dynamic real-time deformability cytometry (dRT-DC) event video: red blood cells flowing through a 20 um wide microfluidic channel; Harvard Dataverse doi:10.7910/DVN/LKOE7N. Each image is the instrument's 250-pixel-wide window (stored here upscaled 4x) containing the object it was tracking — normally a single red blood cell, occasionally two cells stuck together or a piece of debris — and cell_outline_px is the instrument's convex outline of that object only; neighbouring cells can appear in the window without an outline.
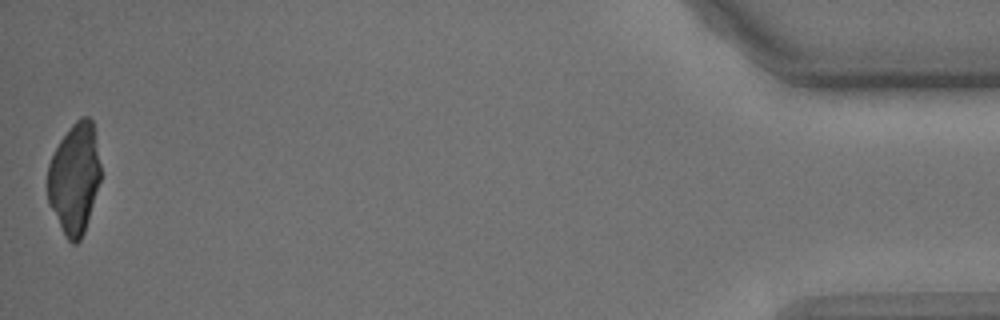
{"species": "common noctule bat (a hibernating species)", "species_latin": "Nyctalus noctula", "temperature_condition": "cold", "stored_images_in_passage": 46, "camera_frame_rate_fps": 3000, "um_per_image_px": 0.085, "animal": {"sex": "male", "body_mass_g": 15.6}, "frame": {"image": 1, "passage_image": 46, "time_ms": 15.0, "image_size_px": [1000, 320], "cell_outline_px": [[100, 180], [84, 232], [80, 240], [76, 244], [72, 244], [68, 240], [48, 204], [48, 164], [60, 140], [72, 124], [80, 116], [88, 116], [92, 120], [100, 164]], "centroid_in_image_um": [6.32, 15.15], "position_along_channel_um": 428.9, "area_um2": 33.87}}